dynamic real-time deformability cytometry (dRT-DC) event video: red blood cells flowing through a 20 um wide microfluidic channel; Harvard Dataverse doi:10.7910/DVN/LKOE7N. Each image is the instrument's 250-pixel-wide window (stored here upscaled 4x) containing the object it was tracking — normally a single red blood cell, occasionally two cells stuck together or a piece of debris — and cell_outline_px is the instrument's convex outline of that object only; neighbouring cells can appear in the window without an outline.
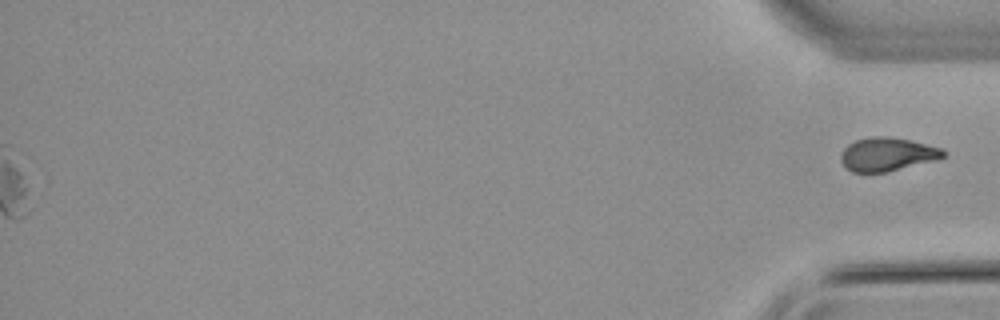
{"species": "common noctule bat (a hibernating species)", "species_latin": "Nyctalus noctula", "temperature_condition": "warm", "stored_images_in_passage": 45, "segment_of_instrument_passage": [2, 2], "camera_frame_rate_fps": 3000, "um_per_image_px": 0.085, "animal": {"sex": "male", "body_mass_g": 21.5, "forearm_length_mm": 52.0}, "frame": {"image": 1, "passage_image": 45, "time_ms": 14.667, "image_size_px": [1000, 320], "cell_outline_px": [[948, 152], [944, 156], [936, 160], [884, 172], [852, 172], [844, 168], [840, 160], [840, 156], [844, 148], [848, 144], [856, 140], [872, 136], [888, 136], [912, 140], [944, 148]], "centroid_in_image_um": [75.42, 13.1], "position_along_channel_um": 359.8, "area_um2": 20.23}}